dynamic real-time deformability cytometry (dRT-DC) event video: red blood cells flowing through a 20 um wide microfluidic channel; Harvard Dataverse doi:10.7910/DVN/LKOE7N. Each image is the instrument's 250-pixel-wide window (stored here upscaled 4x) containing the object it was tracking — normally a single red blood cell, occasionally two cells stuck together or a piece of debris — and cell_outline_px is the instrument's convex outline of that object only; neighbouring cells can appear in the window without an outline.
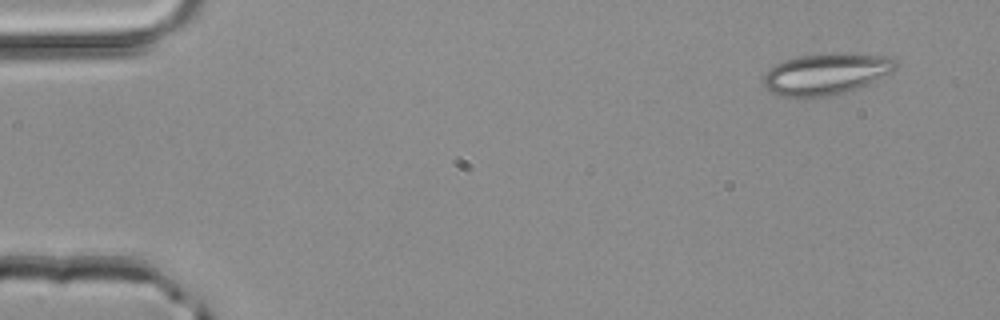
{"species": "common noctule bat (a hibernating species)", "species_latin": "Nyctalus noctula", "temperature_condition": "room temperature", "stored_images_in_passage": 3, "camera_frame_rate_fps": 3000, "um_per_image_px": 0.085, "animal": {"sex": "male", "body_mass_g": 20.4}, "frame": {"image": 1, "passage_image": 1, "time_ms": 0.0, "image_size_px": [1000, 320], "cell_outline_px": [[896, 68], [892, 72], [856, 88], [832, 96], [780, 96], [772, 92], [764, 84], [764, 76], [776, 64], [784, 60], [800, 56], [836, 52], [840, 52], [888, 56], [896, 60]], "centroid_in_image_um": [70.25, 6.26], "position_along_channel_um": 14.8, "area_um2": 31.39}}